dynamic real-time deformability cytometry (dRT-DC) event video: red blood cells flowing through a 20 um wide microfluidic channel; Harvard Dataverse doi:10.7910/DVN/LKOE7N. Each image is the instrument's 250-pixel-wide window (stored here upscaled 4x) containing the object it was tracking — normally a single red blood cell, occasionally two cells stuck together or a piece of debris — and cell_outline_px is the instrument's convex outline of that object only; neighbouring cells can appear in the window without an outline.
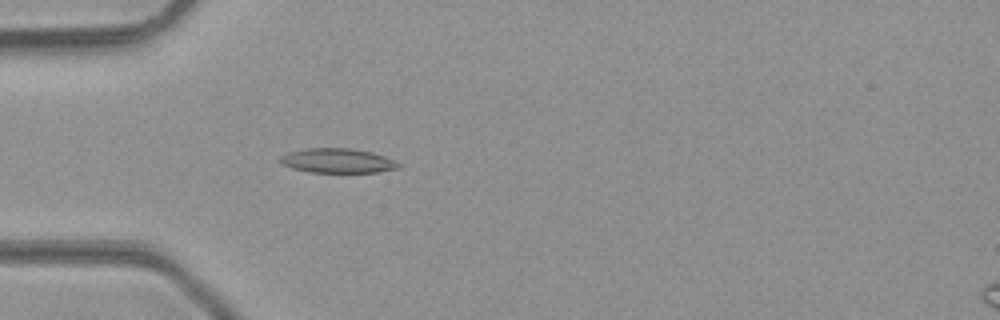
{"species": "common noctule bat (a hibernating species)", "species_latin": "Nyctalus noctula", "temperature_condition": "room temperature", "stored_images_in_passage": 44, "camera_frame_rate_fps": 3000, "um_per_image_px": 0.085, "animal": {"sex": "male", "body_mass_g": 23.1, "forearm_length_mm": 52.7}, "frame": {"image": 1, "passage_image": 11, "time_ms": 3.333, "image_size_px": [1000, 320], "cell_outline_px": [[404, 164], [400, 168], [380, 172], [308, 172], [292, 168], [280, 164], [280, 156], [288, 152], [304, 148], [352, 148], [372, 152], [384, 156]], "centroid_in_image_um": [28.71, 13.66], "position_along_channel_um": 56.3, "area_um2": 17.17}}
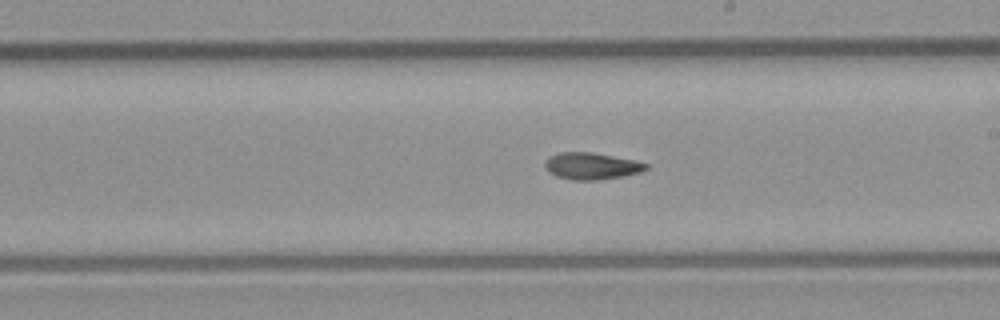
{"frame": {"image": 2, "passage_image": 24, "time_ms": 7.667, "image_size_px": [1000, 320], "cell_outline_px": [[648, 168], [640, 172], [624, 176], [596, 180], [572, 180], [556, 176], [544, 164], [548, 156], [560, 152], [592, 152], [636, 160], [648, 164]], "centroid_in_image_um": [50.31, 14.1], "position_along_channel_um": 238.7, "area_um2": 15.72}}
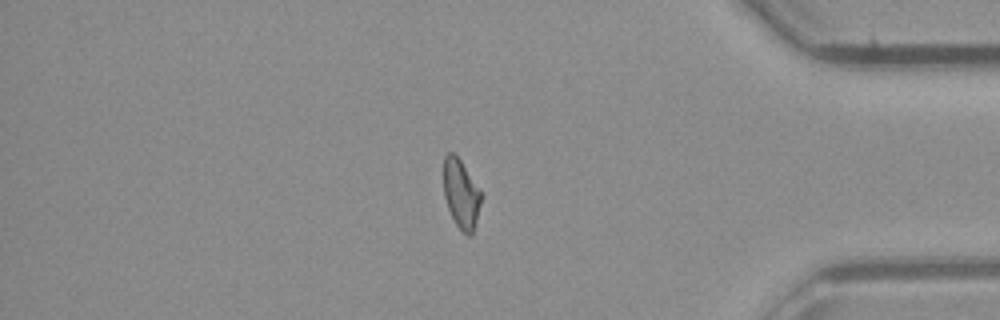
{"frame": {"image": 3, "passage_image": 37, "time_ms": 12.0, "image_size_px": [1000, 320], "cell_outline_px": [[480, 204], [472, 236], [468, 236], [456, 224], [448, 208], [444, 196], [444, 156], [448, 152], [452, 152], [460, 160], [480, 192]], "centroid_in_image_um": [39.16, 16.49], "position_along_channel_um": 396.0, "area_um2": 14.51}, "authors_computed_cell_mechanics": {"area_um2": 15.9817, "velocity_mm_per_s": 4.3333, "shape_relaxation_time_tau1_ms": null, "shape_relaxation_time_tau2_ms": 4.3096, "deformation_change_tau1": null, "deformation_change_tau2": 0.1068}}